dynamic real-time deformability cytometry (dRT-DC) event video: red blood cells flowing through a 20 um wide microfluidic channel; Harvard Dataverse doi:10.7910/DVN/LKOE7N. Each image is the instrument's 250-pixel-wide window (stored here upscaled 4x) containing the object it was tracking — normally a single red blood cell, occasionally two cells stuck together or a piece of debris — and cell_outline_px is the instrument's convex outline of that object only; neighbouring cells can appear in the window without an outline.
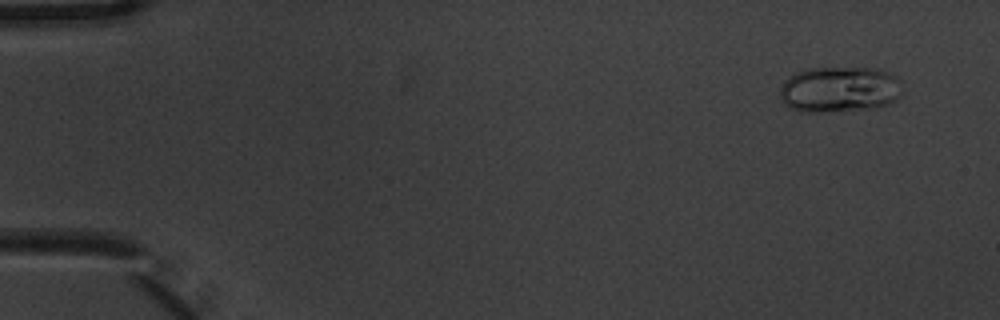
{"species": "common noctule bat (a hibernating species)", "species_latin": "Nyctalus noctula", "temperature_condition": "warm", "stored_images_in_passage": 4, "camera_frame_rate_fps": 3000, "um_per_image_px": 0.085, "animal": {"sex": "male", "body_mass_g": 20.1, "forearm_length_mm": 53.5}, "frame": {"image": 1, "passage_image": 1, "time_ms": 0.0, "image_size_px": [1000, 320], "cell_outline_px": [[904, 80], [896, 100], [888, 104], [872, 108], [816, 112], [804, 112], [792, 108], [784, 104], [780, 100], [780, 88], [784, 80], [788, 76], [796, 72], [808, 68], [872, 68], [896, 76]], "centroid_in_image_um": [71.33, 7.59], "position_along_channel_um": 13.7, "area_um2": 32.71}}